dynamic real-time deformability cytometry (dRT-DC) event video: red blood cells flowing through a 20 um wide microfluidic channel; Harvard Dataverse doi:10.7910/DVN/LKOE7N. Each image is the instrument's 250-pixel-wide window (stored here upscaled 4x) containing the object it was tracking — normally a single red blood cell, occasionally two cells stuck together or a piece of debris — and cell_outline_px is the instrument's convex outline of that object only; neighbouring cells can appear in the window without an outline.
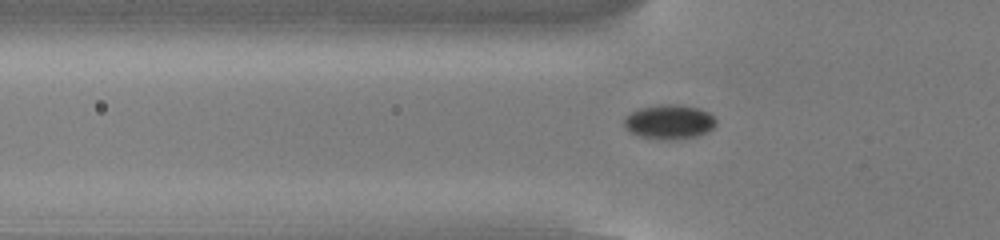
{"species": "common noctule bat (a hibernating species)", "species_latin": "Nyctalus noctula", "temperature_condition": "cold", "stored_images_in_passage": 54, "camera_frame_rate_fps": 3000, "um_per_image_px": 0.085, "animal": {"sex": "male", "body_mass_g": 13.0, "forearm_length_mm": 53.1}, "frame": {"image": 1, "passage_image": 18, "time_ms": 5.667, "image_size_px": [1000, 240], "cell_outline_px": [[716, 124], [712, 128], [696, 136], [676, 140], [672, 140], [640, 136], [632, 132], [624, 124], [624, 116], [640, 108], [660, 104], [680, 104], [700, 108], [708, 112], [716, 120]], "centroid_in_image_um": [56.9, 10.34], "position_along_channel_um": 68.9, "area_um2": 18.26}}
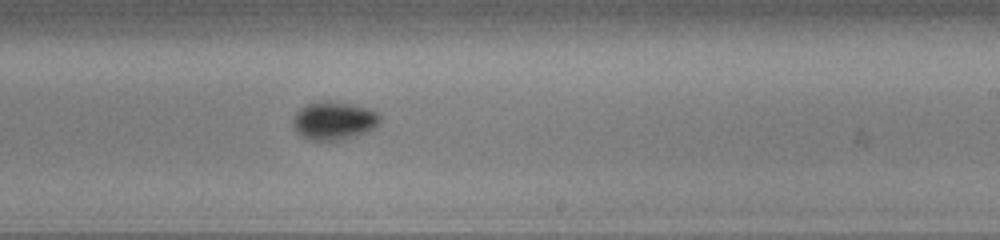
{"frame": {"image": 2, "passage_image": 33, "time_ms": 10.667, "image_size_px": [1000, 240], "cell_outline_px": [[380, 120], [368, 132], [340, 140], [312, 140], [300, 136], [296, 132], [292, 124], [292, 120], [296, 112], [304, 104], [316, 100], [328, 100], [352, 104], [368, 108], [376, 112], [380, 116]], "centroid_in_image_um": [28.32, 10.23], "position_along_channel_um": 260.7, "area_um2": 19.59}}
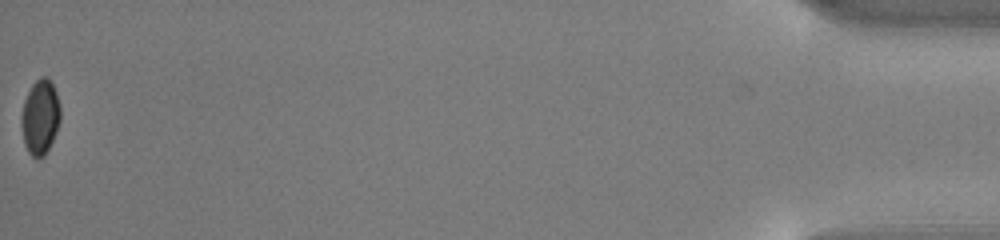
{"frame": {"image": 3, "passage_image": 54, "time_ms": 17.667, "image_size_px": [1000, 240], "cell_outline_px": [[60, 120], [56, 132], [44, 156], [36, 160], [28, 152], [24, 144], [20, 124], [20, 116], [24, 100], [32, 84], [40, 76], [44, 76], [52, 84], [56, 92], [60, 108]], "centroid_in_image_um": [3.38, 9.97], "position_along_channel_um": 431.8, "area_um2": 17.11}, "authors_computed_cell_mechanics": {"area_um2": 17.6001, "velocity_mm_per_s": 3.8514, "shape_relaxation_time_tau1_ms": 2.0934, "shape_relaxation_time_tau2_ms": null, "deformation_change_tau1": 0.0472, "deformation_change_tau2": null}}